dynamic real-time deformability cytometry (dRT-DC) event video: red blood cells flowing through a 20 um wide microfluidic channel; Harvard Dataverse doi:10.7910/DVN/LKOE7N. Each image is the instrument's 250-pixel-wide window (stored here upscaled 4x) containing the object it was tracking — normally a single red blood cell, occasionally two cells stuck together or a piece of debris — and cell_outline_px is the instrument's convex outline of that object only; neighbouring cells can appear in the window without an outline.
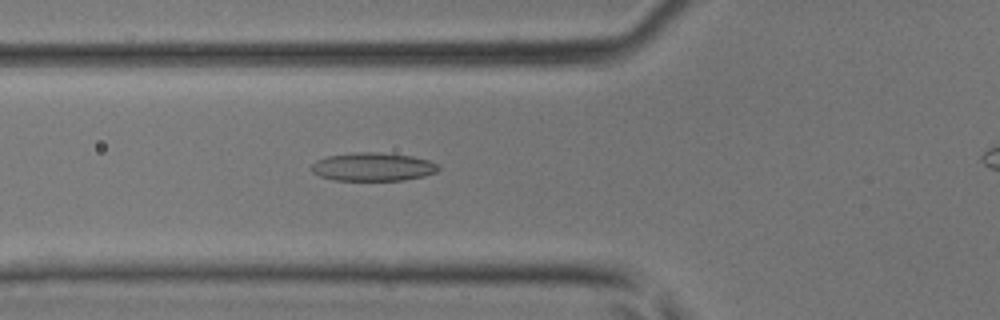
{"species": "common noctule bat (a hibernating species)", "species_latin": "Nyctalus noctula", "temperature_condition": "room temperature", "stored_images_in_passage": 41, "camera_frame_rate_fps": 3000, "um_per_image_px": 0.085, "animal": {"sex": "male", "body_mass_g": 17.9, "forearm_length_mm": 54.2}, "frame": {"image": 1, "passage_image": 17, "time_ms": 5.333, "image_size_px": [1000, 320], "cell_outline_px": [[440, 168], [436, 172], [424, 176], [404, 180], [332, 180], [320, 176], [312, 172], [312, 164], [316, 160], [328, 156], [356, 152], [380, 152], [412, 156], [428, 160], [440, 164]], "centroid_in_image_um": [31.72, 14.18], "position_along_channel_um": 94.1, "area_um2": 21.04}}
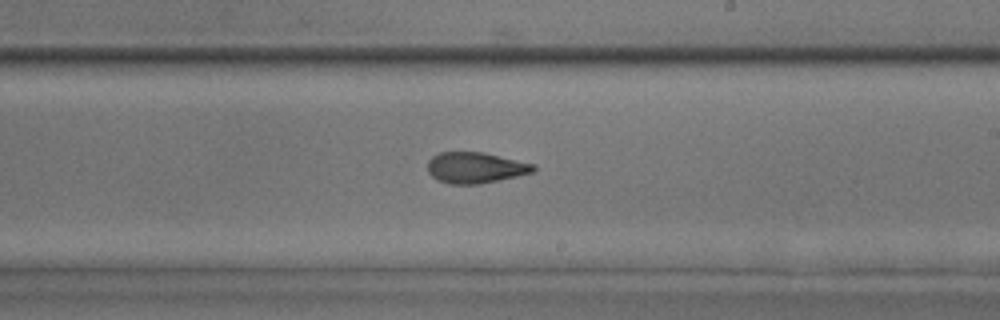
{"frame": {"image": 2, "passage_image": 27, "time_ms": 8.667, "image_size_px": [1000, 320], "cell_outline_px": [[536, 168], [532, 172], [500, 180], [480, 184], [448, 184], [432, 176], [428, 172], [428, 160], [432, 156], [440, 152], [484, 152], [536, 164]], "centroid_in_image_um": [40.42, 14.25], "position_along_channel_um": 248.6, "area_um2": 19.13}}
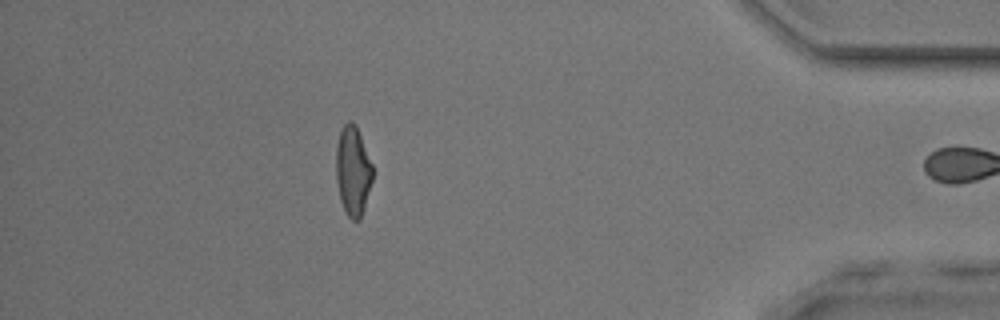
{"frame": {"image": 3, "passage_image": 40, "time_ms": 13.0, "image_size_px": [1000, 320], "cell_outline_px": [[372, 180], [364, 208], [360, 220], [352, 220], [344, 212], [340, 200], [336, 180], [336, 148], [340, 132], [344, 124], [348, 120], [352, 120], [356, 124], [372, 164]], "centroid_in_image_um": [29.98, 14.53], "position_along_channel_um": 405.2, "area_um2": 19.13}}